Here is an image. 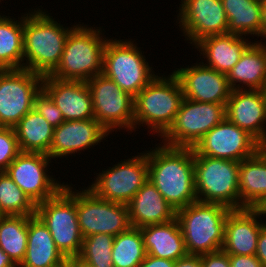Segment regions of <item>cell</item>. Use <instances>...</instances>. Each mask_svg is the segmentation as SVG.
<instances>
[{
	"mask_svg": "<svg viewBox=\"0 0 266 267\" xmlns=\"http://www.w3.org/2000/svg\"><path fill=\"white\" fill-rule=\"evenodd\" d=\"M232 90H263L266 82V43L253 42L227 74Z\"/></svg>",
	"mask_w": 266,
	"mask_h": 267,
	"instance_id": "25",
	"label": "cell"
},
{
	"mask_svg": "<svg viewBox=\"0 0 266 267\" xmlns=\"http://www.w3.org/2000/svg\"><path fill=\"white\" fill-rule=\"evenodd\" d=\"M226 119L252 135L266 140V97L263 90H231L225 106Z\"/></svg>",
	"mask_w": 266,
	"mask_h": 267,
	"instance_id": "19",
	"label": "cell"
},
{
	"mask_svg": "<svg viewBox=\"0 0 266 267\" xmlns=\"http://www.w3.org/2000/svg\"><path fill=\"white\" fill-rule=\"evenodd\" d=\"M225 118L224 104L196 102L184 98L174 121L160 137V143L193 148L208 131Z\"/></svg>",
	"mask_w": 266,
	"mask_h": 267,
	"instance_id": "9",
	"label": "cell"
},
{
	"mask_svg": "<svg viewBox=\"0 0 266 267\" xmlns=\"http://www.w3.org/2000/svg\"><path fill=\"white\" fill-rule=\"evenodd\" d=\"M66 261L47 226L37 215L31 216L25 257L18 267H66Z\"/></svg>",
	"mask_w": 266,
	"mask_h": 267,
	"instance_id": "24",
	"label": "cell"
},
{
	"mask_svg": "<svg viewBox=\"0 0 266 267\" xmlns=\"http://www.w3.org/2000/svg\"><path fill=\"white\" fill-rule=\"evenodd\" d=\"M111 254L114 267H138L146 256L140 228L131 227L114 236Z\"/></svg>",
	"mask_w": 266,
	"mask_h": 267,
	"instance_id": "32",
	"label": "cell"
},
{
	"mask_svg": "<svg viewBox=\"0 0 266 267\" xmlns=\"http://www.w3.org/2000/svg\"><path fill=\"white\" fill-rule=\"evenodd\" d=\"M249 39V37L246 39V36L231 33L210 35L196 42L193 48L199 51L200 59L201 56L206 58L201 59L202 64L227 75L240 60L244 51L254 42Z\"/></svg>",
	"mask_w": 266,
	"mask_h": 267,
	"instance_id": "22",
	"label": "cell"
},
{
	"mask_svg": "<svg viewBox=\"0 0 266 267\" xmlns=\"http://www.w3.org/2000/svg\"><path fill=\"white\" fill-rule=\"evenodd\" d=\"M53 163L47 154L21 152L5 172L17 186L37 205L54 197L64 186L50 175ZM49 169V170H48Z\"/></svg>",
	"mask_w": 266,
	"mask_h": 267,
	"instance_id": "14",
	"label": "cell"
},
{
	"mask_svg": "<svg viewBox=\"0 0 266 267\" xmlns=\"http://www.w3.org/2000/svg\"><path fill=\"white\" fill-rule=\"evenodd\" d=\"M109 132L95 119L64 121L54 128L53 139L48 155L51 159L75 156L81 151L93 149ZM105 137V138H104ZM99 143V144H98Z\"/></svg>",
	"mask_w": 266,
	"mask_h": 267,
	"instance_id": "18",
	"label": "cell"
},
{
	"mask_svg": "<svg viewBox=\"0 0 266 267\" xmlns=\"http://www.w3.org/2000/svg\"><path fill=\"white\" fill-rule=\"evenodd\" d=\"M93 101L94 118L111 134L134 131V97L103 74L86 81Z\"/></svg>",
	"mask_w": 266,
	"mask_h": 267,
	"instance_id": "11",
	"label": "cell"
},
{
	"mask_svg": "<svg viewBox=\"0 0 266 267\" xmlns=\"http://www.w3.org/2000/svg\"><path fill=\"white\" fill-rule=\"evenodd\" d=\"M240 209L259 208L266 200V156L259 150L239 163Z\"/></svg>",
	"mask_w": 266,
	"mask_h": 267,
	"instance_id": "27",
	"label": "cell"
},
{
	"mask_svg": "<svg viewBox=\"0 0 266 267\" xmlns=\"http://www.w3.org/2000/svg\"><path fill=\"white\" fill-rule=\"evenodd\" d=\"M42 8L24 12L23 37L24 68L44 77L57 68L67 36L76 25L64 27Z\"/></svg>",
	"mask_w": 266,
	"mask_h": 267,
	"instance_id": "2",
	"label": "cell"
},
{
	"mask_svg": "<svg viewBox=\"0 0 266 267\" xmlns=\"http://www.w3.org/2000/svg\"><path fill=\"white\" fill-rule=\"evenodd\" d=\"M66 267H93V266L85 262L78 256H72L67 258Z\"/></svg>",
	"mask_w": 266,
	"mask_h": 267,
	"instance_id": "42",
	"label": "cell"
},
{
	"mask_svg": "<svg viewBox=\"0 0 266 267\" xmlns=\"http://www.w3.org/2000/svg\"><path fill=\"white\" fill-rule=\"evenodd\" d=\"M17 19L0 14V70L24 68L23 15Z\"/></svg>",
	"mask_w": 266,
	"mask_h": 267,
	"instance_id": "30",
	"label": "cell"
},
{
	"mask_svg": "<svg viewBox=\"0 0 266 267\" xmlns=\"http://www.w3.org/2000/svg\"><path fill=\"white\" fill-rule=\"evenodd\" d=\"M175 261L146 255L138 267H174Z\"/></svg>",
	"mask_w": 266,
	"mask_h": 267,
	"instance_id": "39",
	"label": "cell"
},
{
	"mask_svg": "<svg viewBox=\"0 0 266 267\" xmlns=\"http://www.w3.org/2000/svg\"><path fill=\"white\" fill-rule=\"evenodd\" d=\"M239 163L237 161L194 155L197 200L240 209Z\"/></svg>",
	"mask_w": 266,
	"mask_h": 267,
	"instance_id": "7",
	"label": "cell"
},
{
	"mask_svg": "<svg viewBox=\"0 0 266 267\" xmlns=\"http://www.w3.org/2000/svg\"><path fill=\"white\" fill-rule=\"evenodd\" d=\"M113 242V235L92 234L83 238L78 257L93 267H114L111 254Z\"/></svg>",
	"mask_w": 266,
	"mask_h": 267,
	"instance_id": "34",
	"label": "cell"
},
{
	"mask_svg": "<svg viewBox=\"0 0 266 267\" xmlns=\"http://www.w3.org/2000/svg\"><path fill=\"white\" fill-rule=\"evenodd\" d=\"M33 109L42 115L53 128L64 122L62 111L43 88L35 97Z\"/></svg>",
	"mask_w": 266,
	"mask_h": 267,
	"instance_id": "36",
	"label": "cell"
},
{
	"mask_svg": "<svg viewBox=\"0 0 266 267\" xmlns=\"http://www.w3.org/2000/svg\"><path fill=\"white\" fill-rule=\"evenodd\" d=\"M132 227L162 224L176 218V210L148 179L127 204Z\"/></svg>",
	"mask_w": 266,
	"mask_h": 267,
	"instance_id": "23",
	"label": "cell"
},
{
	"mask_svg": "<svg viewBox=\"0 0 266 267\" xmlns=\"http://www.w3.org/2000/svg\"><path fill=\"white\" fill-rule=\"evenodd\" d=\"M170 73L157 75L134 97L135 132L145 126L150 134L161 137L174 121L184 95L178 78Z\"/></svg>",
	"mask_w": 266,
	"mask_h": 267,
	"instance_id": "3",
	"label": "cell"
},
{
	"mask_svg": "<svg viewBox=\"0 0 266 267\" xmlns=\"http://www.w3.org/2000/svg\"><path fill=\"white\" fill-rule=\"evenodd\" d=\"M172 73L181 84L184 98L226 106L232 90L226 74L205 66L201 61L185 68H175Z\"/></svg>",
	"mask_w": 266,
	"mask_h": 267,
	"instance_id": "17",
	"label": "cell"
},
{
	"mask_svg": "<svg viewBox=\"0 0 266 267\" xmlns=\"http://www.w3.org/2000/svg\"><path fill=\"white\" fill-rule=\"evenodd\" d=\"M228 19V33L263 40L261 0H221Z\"/></svg>",
	"mask_w": 266,
	"mask_h": 267,
	"instance_id": "28",
	"label": "cell"
},
{
	"mask_svg": "<svg viewBox=\"0 0 266 267\" xmlns=\"http://www.w3.org/2000/svg\"><path fill=\"white\" fill-rule=\"evenodd\" d=\"M43 76L25 68L0 70V126L14 128L34 107Z\"/></svg>",
	"mask_w": 266,
	"mask_h": 267,
	"instance_id": "12",
	"label": "cell"
},
{
	"mask_svg": "<svg viewBox=\"0 0 266 267\" xmlns=\"http://www.w3.org/2000/svg\"><path fill=\"white\" fill-rule=\"evenodd\" d=\"M4 216V214L0 210V219Z\"/></svg>",
	"mask_w": 266,
	"mask_h": 267,
	"instance_id": "46",
	"label": "cell"
},
{
	"mask_svg": "<svg viewBox=\"0 0 266 267\" xmlns=\"http://www.w3.org/2000/svg\"><path fill=\"white\" fill-rule=\"evenodd\" d=\"M174 267H202L201 255L187 254L176 260Z\"/></svg>",
	"mask_w": 266,
	"mask_h": 267,
	"instance_id": "41",
	"label": "cell"
},
{
	"mask_svg": "<svg viewBox=\"0 0 266 267\" xmlns=\"http://www.w3.org/2000/svg\"><path fill=\"white\" fill-rule=\"evenodd\" d=\"M27 215H8L0 219V248L19 266L23 261L28 241Z\"/></svg>",
	"mask_w": 266,
	"mask_h": 267,
	"instance_id": "31",
	"label": "cell"
},
{
	"mask_svg": "<svg viewBox=\"0 0 266 267\" xmlns=\"http://www.w3.org/2000/svg\"><path fill=\"white\" fill-rule=\"evenodd\" d=\"M123 160L96 173L87 188L101 199L127 205L148 180V159L142 151Z\"/></svg>",
	"mask_w": 266,
	"mask_h": 267,
	"instance_id": "10",
	"label": "cell"
},
{
	"mask_svg": "<svg viewBox=\"0 0 266 267\" xmlns=\"http://www.w3.org/2000/svg\"><path fill=\"white\" fill-rule=\"evenodd\" d=\"M43 89L62 111L64 121L94 118L93 101L86 81L43 77Z\"/></svg>",
	"mask_w": 266,
	"mask_h": 267,
	"instance_id": "21",
	"label": "cell"
},
{
	"mask_svg": "<svg viewBox=\"0 0 266 267\" xmlns=\"http://www.w3.org/2000/svg\"><path fill=\"white\" fill-rule=\"evenodd\" d=\"M137 45L130 38H110L103 51L102 74L133 97L158 75Z\"/></svg>",
	"mask_w": 266,
	"mask_h": 267,
	"instance_id": "6",
	"label": "cell"
},
{
	"mask_svg": "<svg viewBox=\"0 0 266 267\" xmlns=\"http://www.w3.org/2000/svg\"><path fill=\"white\" fill-rule=\"evenodd\" d=\"M0 267H18L12 259L0 248Z\"/></svg>",
	"mask_w": 266,
	"mask_h": 267,
	"instance_id": "43",
	"label": "cell"
},
{
	"mask_svg": "<svg viewBox=\"0 0 266 267\" xmlns=\"http://www.w3.org/2000/svg\"><path fill=\"white\" fill-rule=\"evenodd\" d=\"M202 267H230L229 254L220 250L201 255Z\"/></svg>",
	"mask_w": 266,
	"mask_h": 267,
	"instance_id": "37",
	"label": "cell"
},
{
	"mask_svg": "<svg viewBox=\"0 0 266 267\" xmlns=\"http://www.w3.org/2000/svg\"><path fill=\"white\" fill-rule=\"evenodd\" d=\"M230 209L196 201L176 211L188 254L218 252L224 243L225 222Z\"/></svg>",
	"mask_w": 266,
	"mask_h": 267,
	"instance_id": "5",
	"label": "cell"
},
{
	"mask_svg": "<svg viewBox=\"0 0 266 267\" xmlns=\"http://www.w3.org/2000/svg\"><path fill=\"white\" fill-rule=\"evenodd\" d=\"M73 188L66 182L54 197L36 205V215L66 258L78 256L83 242L77 219L76 188Z\"/></svg>",
	"mask_w": 266,
	"mask_h": 267,
	"instance_id": "8",
	"label": "cell"
},
{
	"mask_svg": "<svg viewBox=\"0 0 266 267\" xmlns=\"http://www.w3.org/2000/svg\"><path fill=\"white\" fill-rule=\"evenodd\" d=\"M0 210L4 216L36 215V205L5 171L0 172Z\"/></svg>",
	"mask_w": 266,
	"mask_h": 267,
	"instance_id": "33",
	"label": "cell"
},
{
	"mask_svg": "<svg viewBox=\"0 0 266 267\" xmlns=\"http://www.w3.org/2000/svg\"><path fill=\"white\" fill-rule=\"evenodd\" d=\"M146 255L176 261L186 256L183 233L177 218L140 228Z\"/></svg>",
	"mask_w": 266,
	"mask_h": 267,
	"instance_id": "26",
	"label": "cell"
},
{
	"mask_svg": "<svg viewBox=\"0 0 266 267\" xmlns=\"http://www.w3.org/2000/svg\"><path fill=\"white\" fill-rule=\"evenodd\" d=\"M230 267H263L255 255H229Z\"/></svg>",
	"mask_w": 266,
	"mask_h": 267,
	"instance_id": "38",
	"label": "cell"
},
{
	"mask_svg": "<svg viewBox=\"0 0 266 267\" xmlns=\"http://www.w3.org/2000/svg\"><path fill=\"white\" fill-rule=\"evenodd\" d=\"M20 153L15 129L0 126V172L5 171Z\"/></svg>",
	"mask_w": 266,
	"mask_h": 267,
	"instance_id": "35",
	"label": "cell"
},
{
	"mask_svg": "<svg viewBox=\"0 0 266 267\" xmlns=\"http://www.w3.org/2000/svg\"><path fill=\"white\" fill-rule=\"evenodd\" d=\"M78 190L76 210L83 238L100 233L117 236L132 227L126 204L101 199L87 187Z\"/></svg>",
	"mask_w": 266,
	"mask_h": 267,
	"instance_id": "13",
	"label": "cell"
},
{
	"mask_svg": "<svg viewBox=\"0 0 266 267\" xmlns=\"http://www.w3.org/2000/svg\"><path fill=\"white\" fill-rule=\"evenodd\" d=\"M255 256L261 261L263 267H266V224L261 228Z\"/></svg>",
	"mask_w": 266,
	"mask_h": 267,
	"instance_id": "40",
	"label": "cell"
},
{
	"mask_svg": "<svg viewBox=\"0 0 266 267\" xmlns=\"http://www.w3.org/2000/svg\"><path fill=\"white\" fill-rule=\"evenodd\" d=\"M83 24V25H82ZM79 22L69 32L57 68L49 75L61 80L89 79L102 74L105 30Z\"/></svg>",
	"mask_w": 266,
	"mask_h": 267,
	"instance_id": "4",
	"label": "cell"
},
{
	"mask_svg": "<svg viewBox=\"0 0 266 267\" xmlns=\"http://www.w3.org/2000/svg\"><path fill=\"white\" fill-rule=\"evenodd\" d=\"M263 92H264L265 97H266V82H265V86H264V88H263Z\"/></svg>",
	"mask_w": 266,
	"mask_h": 267,
	"instance_id": "45",
	"label": "cell"
},
{
	"mask_svg": "<svg viewBox=\"0 0 266 267\" xmlns=\"http://www.w3.org/2000/svg\"><path fill=\"white\" fill-rule=\"evenodd\" d=\"M260 143L226 118L208 131L193 147V155L241 162L255 155Z\"/></svg>",
	"mask_w": 266,
	"mask_h": 267,
	"instance_id": "15",
	"label": "cell"
},
{
	"mask_svg": "<svg viewBox=\"0 0 266 267\" xmlns=\"http://www.w3.org/2000/svg\"><path fill=\"white\" fill-rule=\"evenodd\" d=\"M261 217L258 208L230 210L221 250L229 255H255L261 228L266 224Z\"/></svg>",
	"mask_w": 266,
	"mask_h": 267,
	"instance_id": "20",
	"label": "cell"
},
{
	"mask_svg": "<svg viewBox=\"0 0 266 267\" xmlns=\"http://www.w3.org/2000/svg\"><path fill=\"white\" fill-rule=\"evenodd\" d=\"M158 144L152 147L154 149L149 147L150 150H145L148 159V179L177 211L198 201L193 148Z\"/></svg>",
	"mask_w": 266,
	"mask_h": 267,
	"instance_id": "1",
	"label": "cell"
},
{
	"mask_svg": "<svg viewBox=\"0 0 266 267\" xmlns=\"http://www.w3.org/2000/svg\"><path fill=\"white\" fill-rule=\"evenodd\" d=\"M14 129L21 152L48 155L54 128L37 111H29Z\"/></svg>",
	"mask_w": 266,
	"mask_h": 267,
	"instance_id": "29",
	"label": "cell"
},
{
	"mask_svg": "<svg viewBox=\"0 0 266 267\" xmlns=\"http://www.w3.org/2000/svg\"><path fill=\"white\" fill-rule=\"evenodd\" d=\"M261 15L263 25V41L266 39V0H261Z\"/></svg>",
	"mask_w": 266,
	"mask_h": 267,
	"instance_id": "44",
	"label": "cell"
},
{
	"mask_svg": "<svg viewBox=\"0 0 266 267\" xmlns=\"http://www.w3.org/2000/svg\"><path fill=\"white\" fill-rule=\"evenodd\" d=\"M176 23L191 47L200 39L228 33L221 0H181Z\"/></svg>",
	"mask_w": 266,
	"mask_h": 267,
	"instance_id": "16",
	"label": "cell"
}]
</instances>
